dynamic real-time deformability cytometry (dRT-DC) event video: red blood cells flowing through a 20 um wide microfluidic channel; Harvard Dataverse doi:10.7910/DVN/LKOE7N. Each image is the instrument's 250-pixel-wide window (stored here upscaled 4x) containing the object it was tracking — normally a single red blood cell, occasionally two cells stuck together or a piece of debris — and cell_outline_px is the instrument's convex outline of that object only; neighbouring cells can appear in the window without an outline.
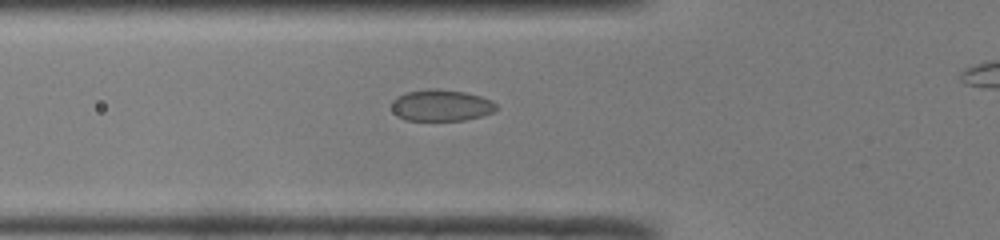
{"species": "common noctule bat (a hibernating species)", "species_latin": "Nyctalus noctula", "temperature_condition": "room temperature", "stored_images_in_passage": 28, "camera_frame_rate_fps": 3000, "um_per_image_px": 0.085, "animal": {"sex": "male", "body_mass_g": 19.0, "forearm_length_mm": 50.8}, "frame": {"image": 1, "passage_image": 2, "time_ms": 0.333, "image_size_px": [1000, 240], "cell_outline_px": [[500, 108], [492, 112], [480, 116], [464, 120], [404, 120], [396, 116], [392, 112], [392, 100], [396, 96], [408, 92], [428, 88], [436, 88], [464, 92], [480, 96], [492, 100]], "centroid_in_image_um": [37.48, 8.95], "position_along_channel_um": 88.3, "area_um2": 19.36}}
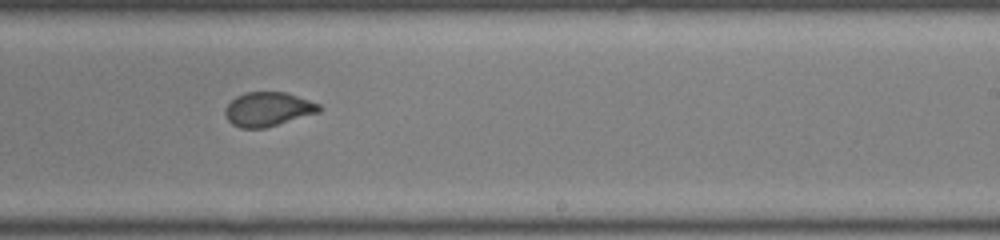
{"frame": {"image": 2, "passage_image": 15, "time_ms": 4.667, "image_size_px": [1000, 240], "cell_outline_px": [[324, 108], [320, 112], [264, 128], [240, 128], [232, 124], [228, 120], [224, 112], [224, 108], [236, 96], [244, 92], [288, 92], [320, 104]], "centroid_in_image_um": [22.79, 9.27], "position_along_channel_um": 266.2, "area_um2": 18.84}}
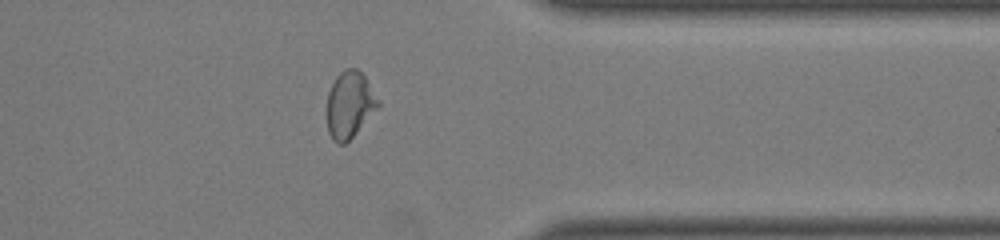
{"frame": {"image": 3, "passage_image": 24, "time_ms": 7.667, "image_size_px": [1000, 240], "cell_outline_px": [[380, 104], [356, 132], [344, 144], [336, 144], [332, 140], [328, 132], [328, 92], [336, 76], [344, 68], [356, 68], [364, 76], [380, 100]], "centroid_in_image_um": [29.71, 8.88], "position_along_channel_um": 381.7, "area_um2": 19.54}}